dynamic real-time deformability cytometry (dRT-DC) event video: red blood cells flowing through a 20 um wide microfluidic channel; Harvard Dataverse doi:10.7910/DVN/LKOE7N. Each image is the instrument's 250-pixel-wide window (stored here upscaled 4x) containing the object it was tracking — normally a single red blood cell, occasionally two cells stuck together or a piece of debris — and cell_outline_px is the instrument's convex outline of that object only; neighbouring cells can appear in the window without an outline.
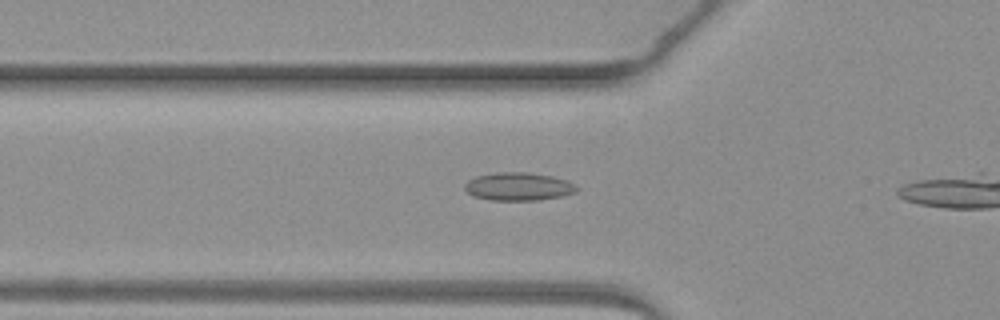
{"species": "common noctule bat (a hibernating species)", "species_latin": "Nyctalus noctula", "temperature_condition": "warm", "stored_images_in_passage": 6, "camera_frame_rate_fps": 3000, "um_per_image_px": 0.085, "animal": {"sex": "female", "body_mass_g": 19.3, "forearm_length_mm": 54.1}, "frame": {"image": 1, "passage_image": 5, "time_ms": 7.333, "image_size_px": [1000, 320], "cell_outline_px": [[576, 192], [560, 196], [540, 200], [492, 200], [476, 196], [468, 192], [464, 188], [464, 184], [468, 180], [476, 176], [496, 172], [528, 172], [552, 176], [568, 180], [576, 184]], "centroid_in_image_um": [44.08, 15.84], "position_along_channel_um": 81.7, "area_um2": 18.26}}